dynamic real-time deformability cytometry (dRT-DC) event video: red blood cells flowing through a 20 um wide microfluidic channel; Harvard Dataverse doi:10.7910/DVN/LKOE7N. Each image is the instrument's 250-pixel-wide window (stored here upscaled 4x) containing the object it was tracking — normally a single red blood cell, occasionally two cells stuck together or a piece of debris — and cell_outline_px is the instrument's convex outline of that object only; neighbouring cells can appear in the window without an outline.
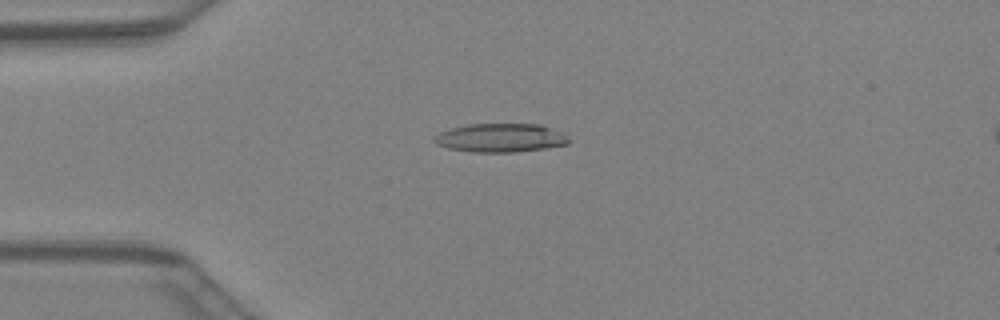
{"species": "Egyptian fruit bat (a non-hibernating species)", "species_latin": "Rousettus aegyptiacus", "temperature_condition": "warm", "stored_images_in_passage": 35, "camera_frame_rate_fps": 3000, "um_per_image_px": 0.085, "animal": {"sex": "female"}, "frame": {"image": 1, "passage_image": 2, "time_ms": 0.333, "image_size_px": [1000, 320], "cell_outline_px": [[572, 140], [568, 144], [544, 148], [516, 152], [472, 152], [448, 148], [436, 144], [432, 140], [432, 136], [440, 132], [452, 128], [468, 124], [540, 124], [564, 132]], "centroid_in_image_um": [42.56, 11.71], "position_along_channel_um": 42.4, "area_um2": 22.72}}
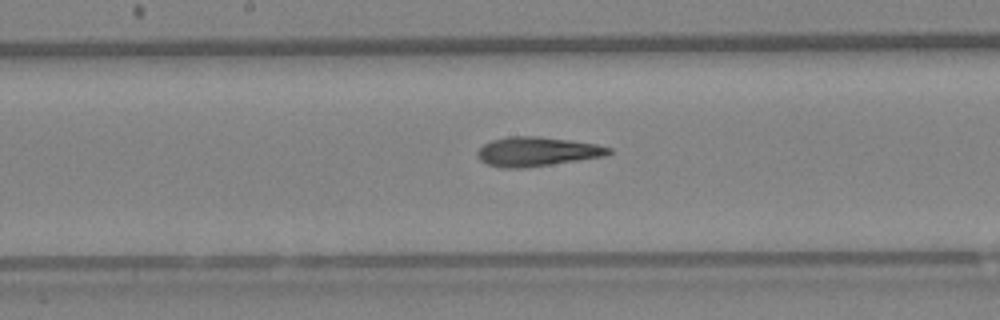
{"frame": {"image": 2, "passage_image": 14, "time_ms": 4.333, "image_size_px": [1000, 320], "cell_outline_px": [[612, 152], [604, 156], [524, 168], [504, 168], [488, 164], [480, 160], [476, 156], [476, 152], [484, 144], [492, 140], [508, 136], [540, 136], [596, 144], [612, 148]], "centroid_in_image_um": [45.61, 12.88], "position_along_channel_um": 202.6, "area_um2": 22.25}}
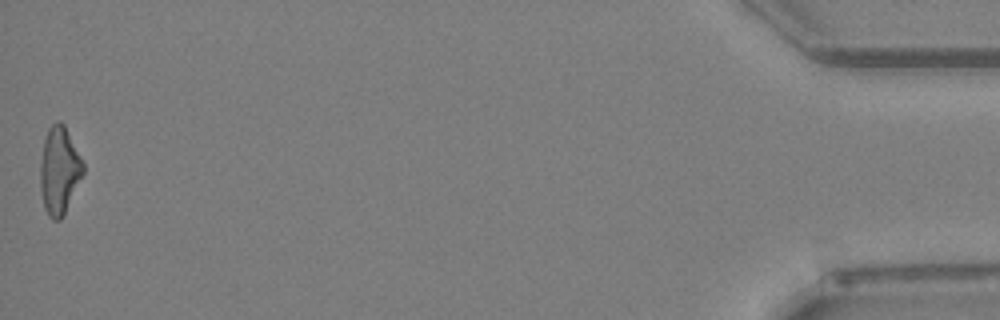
{"frame": {"image": 3, "passage_image": 35, "time_ms": 11.333, "image_size_px": [1000, 320], "cell_outline_px": [[84, 172], [60, 220], [52, 220], [48, 216], [44, 208], [40, 188], [40, 164], [44, 140], [48, 128], [56, 120], [60, 120], [64, 124], [84, 160]], "centroid_in_image_um": [5.04, 14.45], "position_along_channel_um": 430.2, "area_um2": 21.91}}